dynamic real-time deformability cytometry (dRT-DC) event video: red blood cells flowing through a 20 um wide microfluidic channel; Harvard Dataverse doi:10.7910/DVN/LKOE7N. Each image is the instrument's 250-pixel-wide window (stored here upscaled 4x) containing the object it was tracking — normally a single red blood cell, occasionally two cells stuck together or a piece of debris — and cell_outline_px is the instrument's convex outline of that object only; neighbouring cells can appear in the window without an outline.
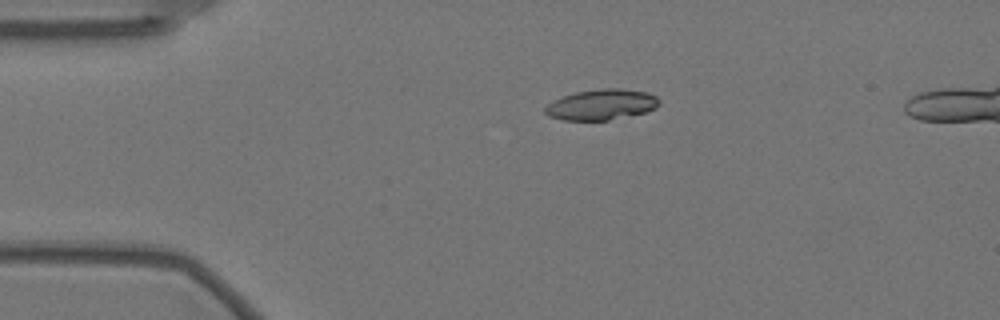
{"species": "Egyptian fruit bat (a non-hibernating species)", "species_latin": "Rousettus aegyptiacus", "temperature_condition": "warm", "stored_images_in_passage": 45, "camera_frame_rate_fps": 3000, "um_per_image_px": 0.085, "animal": {"sex": "female"}, "frame": {"image": 1, "passage_image": 1, "time_ms": 0.0, "image_size_px": [1000, 320], "cell_outline_px": [[660, 104], [656, 108], [644, 112], [608, 120], [564, 120], [548, 116], [544, 112], [544, 108], [548, 104], [564, 96], [576, 92], [600, 88], [620, 88], [648, 92], [656, 96], [660, 100]], "centroid_in_image_um": [51.14, 8.88], "position_along_channel_um": 33.9, "area_um2": 20.29}}
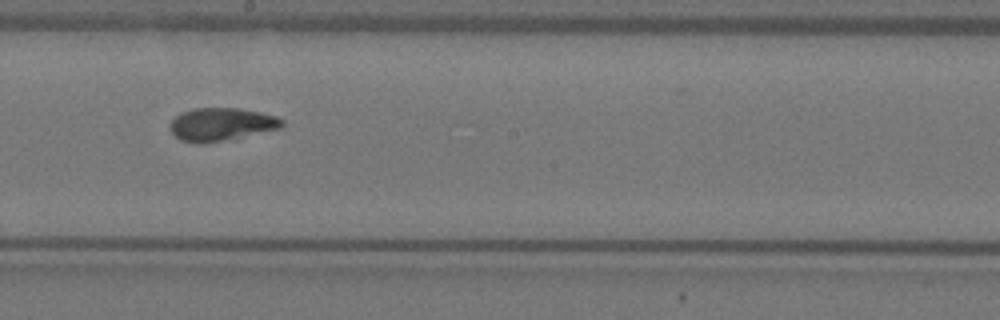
{"frame": {"image": 2, "passage_image": 21, "time_ms": 6.667, "image_size_px": [1000, 320], "cell_outline_px": [[284, 124], [280, 128], [204, 144], [196, 144], [180, 140], [168, 128], [172, 120], [180, 112], [192, 108], [236, 108], [260, 112], [276, 116], [284, 120]], "centroid_in_image_um": [18.76, 10.56], "position_along_channel_um": 229.4, "area_um2": 21.44}}
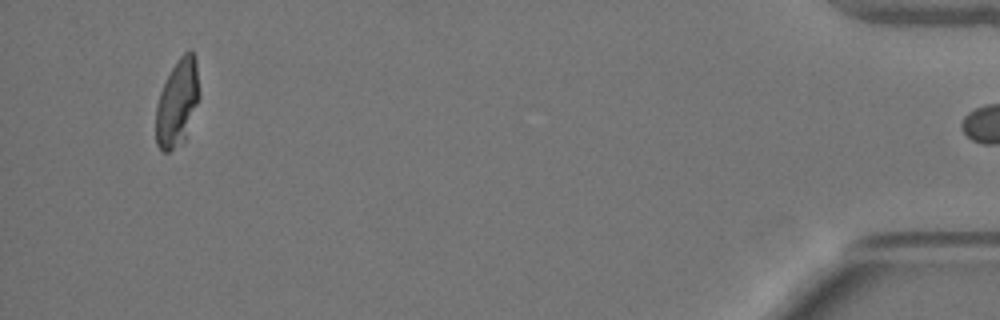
{"frame": {"image": 3, "passage_image": 44, "time_ms": 14.333, "image_size_px": [1000, 320], "cell_outline_px": [[200, 96], [184, 140], [168, 152], [164, 152], [156, 144], [156, 104], [160, 92], [172, 68], [180, 56], [184, 52], [192, 52], [196, 60], [200, 92]], "centroid_in_image_um": [15.07, 8.74], "position_along_channel_um": 420.1, "area_um2": 21.73}}